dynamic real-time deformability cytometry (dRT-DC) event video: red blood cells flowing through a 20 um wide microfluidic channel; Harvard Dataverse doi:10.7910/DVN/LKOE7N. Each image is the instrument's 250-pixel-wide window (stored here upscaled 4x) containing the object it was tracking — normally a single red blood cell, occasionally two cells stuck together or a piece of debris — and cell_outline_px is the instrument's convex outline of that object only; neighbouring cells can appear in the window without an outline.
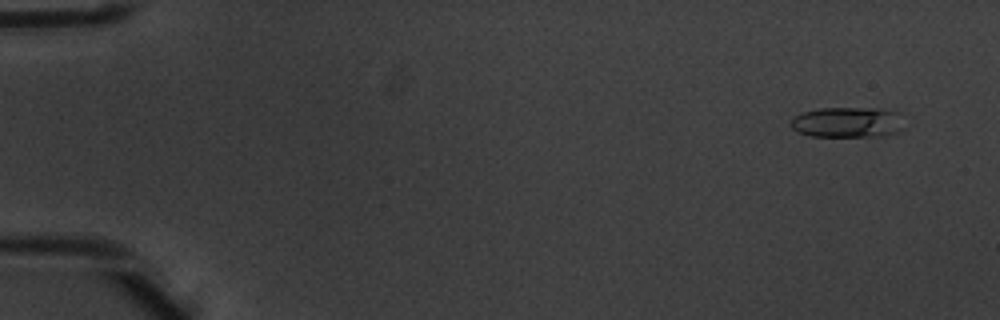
{"species": "common noctule bat (a hibernating species)", "species_latin": "Nyctalus noctula", "temperature_condition": "warm", "stored_images_in_passage": 7, "camera_frame_rate_fps": 3000, "um_per_image_px": 0.085, "animal": {"sex": "male", "body_mass_g": 20.1, "forearm_length_mm": 53.5}, "frame": {"image": 1, "passage_image": 2, "time_ms": 0.333, "image_size_px": [1000, 320], "cell_outline_px": [[912, 116], [904, 128], [900, 132], [880, 136], [812, 136], [796, 132], [792, 128], [792, 120], [796, 116], [804, 112], [820, 108], [880, 108], [900, 112]], "centroid_in_image_um": [72.26, 10.38], "position_along_channel_um": 12.7, "area_um2": 20.92}}
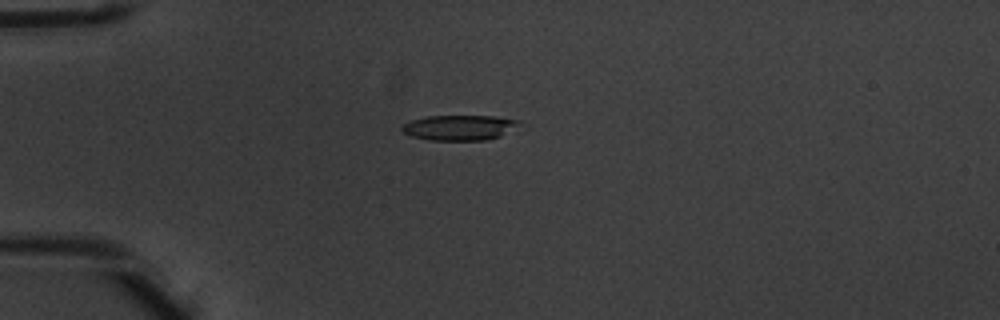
{"frame": {"image": 2, "passage_image": 5, "time_ms": 1.333, "image_size_px": [1000, 320], "cell_outline_px": [[520, 124], [500, 136], [484, 140], [428, 140], [412, 136], [404, 132], [400, 128], [404, 124], [412, 120], [428, 116], [492, 116], [520, 120]], "centroid_in_image_um": [39.03, 10.84], "position_along_channel_um": 46.0, "area_um2": 16.99}}